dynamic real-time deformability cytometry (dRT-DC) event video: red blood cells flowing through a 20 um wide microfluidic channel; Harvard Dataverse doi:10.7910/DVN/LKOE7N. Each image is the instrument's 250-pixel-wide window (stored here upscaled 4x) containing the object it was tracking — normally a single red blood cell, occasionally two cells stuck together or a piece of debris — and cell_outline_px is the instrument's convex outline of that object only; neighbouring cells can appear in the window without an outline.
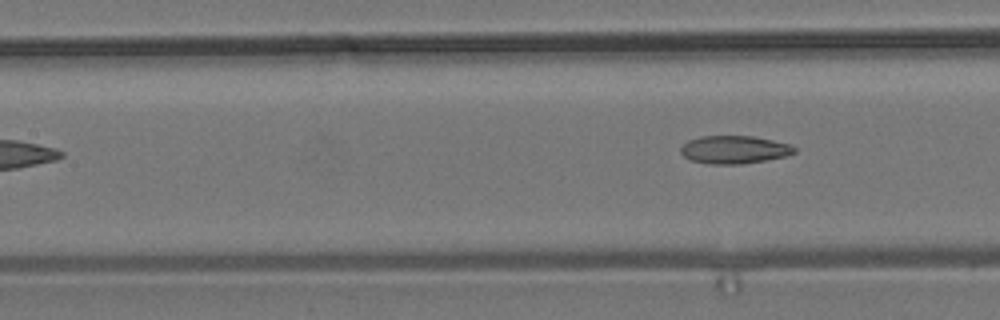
{"species": "common noctule bat (a hibernating species)", "species_latin": "Nyctalus noctula", "temperature_condition": "room temperature", "stored_images_in_passage": 6, "camera_frame_rate_fps": 3000, "um_per_image_px": 0.085, "animal": {"sex": "male", "body_mass_g": 19.2, "forearm_length_mm": 51.8}, "frame": {"image": 1, "passage_image": 6, "time_ms": 6.0, "image_size_px": [1000, 320], "cell_outline_px": [[796, 152], [784, 156], [764, 160], [740, 164], [708, 164], [692, 160], [684, 156], [680, 152], [680, 148], [688, 140], [700, 136], [752, 136], [792, 144], [796, 148]], "centroid_in_image_um": [62.4, 12.71], "position_along_channel_um": 145.0, "area_um2": 18.44}}